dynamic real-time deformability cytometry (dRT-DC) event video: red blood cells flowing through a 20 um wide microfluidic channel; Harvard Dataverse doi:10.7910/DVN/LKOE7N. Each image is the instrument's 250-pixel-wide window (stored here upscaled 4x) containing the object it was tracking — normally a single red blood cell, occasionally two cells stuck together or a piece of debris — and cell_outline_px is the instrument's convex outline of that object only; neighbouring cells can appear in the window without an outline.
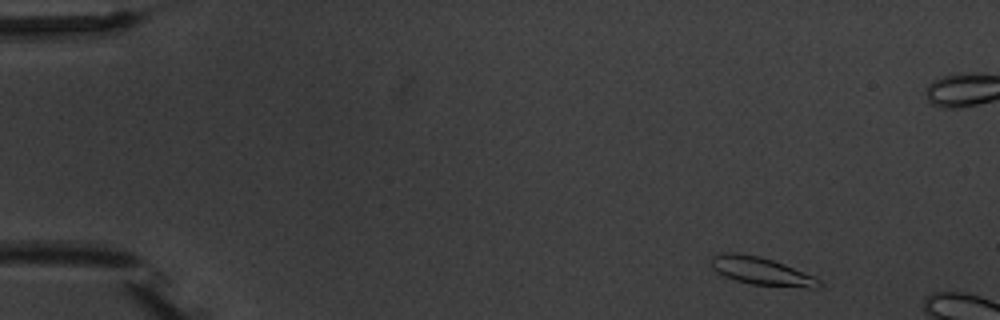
{"species": "common noctule bat (a hibernating species)", "species_latin": "Nyctalus noctula", "temperature_condition": "warm", "stored_images_in_passage": 3, "camera_frame_rate_fps": 3000, "um_per_image_px": 0.085, "animal": {"sex": "male", "body_mass_g": 20.1, "forearm_length_mm": 53.5}, "frame": {"image": 1, "passage_image": 1, "time_ms": 0.0, "image_size_px": [1000, 320], "cell_outline_px": [[824, 284], [820, 288], [808, 288], [752, 284], [736, 280], [724, 276], [716, 272], [712, 268], [712, 256], [720, 252], [736, 252], [760, 256], [784, 264], [812, 276], [820, 280]], "centroid_in_image_um": [64.71, 23.04], "position_along_channel_um": 20.3, "area_um2": 17.51}}